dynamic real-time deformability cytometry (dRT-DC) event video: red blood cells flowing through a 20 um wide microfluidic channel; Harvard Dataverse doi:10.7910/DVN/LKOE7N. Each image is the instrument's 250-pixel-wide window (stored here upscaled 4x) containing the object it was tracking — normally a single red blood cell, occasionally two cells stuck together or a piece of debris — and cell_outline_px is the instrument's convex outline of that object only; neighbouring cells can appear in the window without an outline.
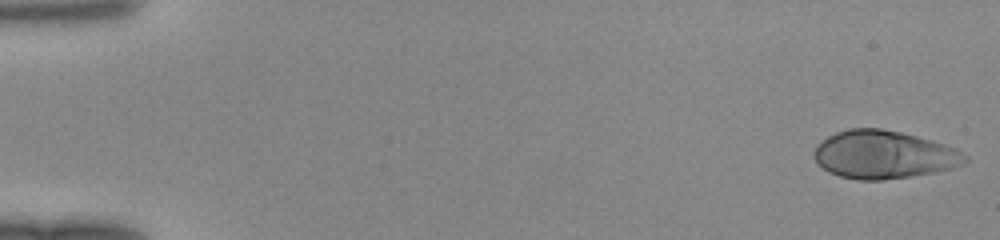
{"species": "human", "species_latin": "Homo sapiens", "temperature_condition": "room temperature", "stored_images_in_passage": 47, "camera_frame_rate_fps": 3000, "um_per_image_px": 0.085, "donor": {"sex": "female"}, "frame": {"image": 1, "passage_image": 1, "time_ms": 0.0, "image_size_px": [1000, 240], "cell_outline_px": [[968, 160], [964, 164], [952, 168], [932, 172], [908, 176], [880, 180], [856, 180], [840, 176], [828, 172], [816, 164], [812, 156], [812, 152], [816, 144], [820, 140], [836, 132], [848, 128], [880, 128], [900, 132], [932, 140], [956, 148], [968, 156]], "centroid_in_image_um": [75.06, 13.14], "position_along_channel_um": 9.9, "area_um2": 42.54}}
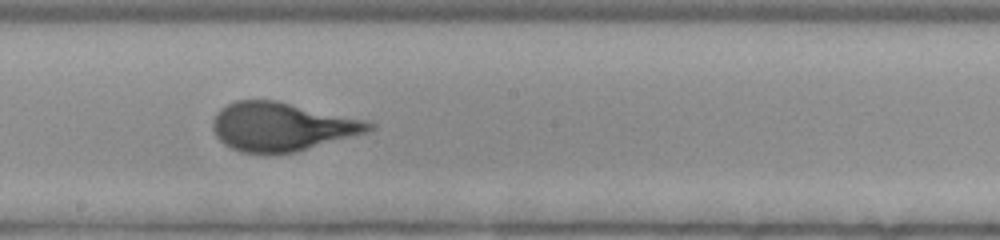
{"frame": {"image": 2, "passage_image": 27, "time_ms": 8.667, "image_size_px": [1000, 240], "cell_outline_px": [[376, 128], [368, 132], [292, 152], [240, 152], [224, 144], [216, 136], [212, 128], [212, 120], [216, 112], [220, 108], [236, 100], [276, 100], [364, 120], [376, 124]], "centroid_in_image_um": [23.92, 10.74], "position_along_channel_um": 224.3, "area_um2": 43.64}}
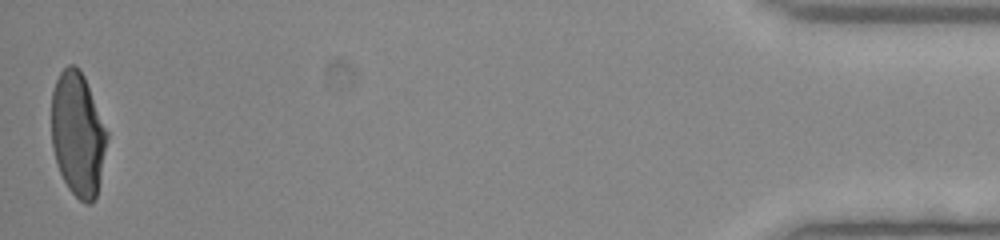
{"frame": {"image": 3, "passage_image": 47, "time_ms": 15.333, "image_size_px": [1000, 240], "cell_outline_px": [[108, 136], [100, 180], [96, 196], [92, 204], [84, 204], [68, 188], [60, 172], [52, 148], [52, 92], [56, 80], [60, 72], [68, 64], [72, 64], [80, 68], [84, 76], [108, 132]], "centroid_in_image_um": [6.62, 11.4], "position_along_channel_um": 428.6, "area_um2": 40.06}}